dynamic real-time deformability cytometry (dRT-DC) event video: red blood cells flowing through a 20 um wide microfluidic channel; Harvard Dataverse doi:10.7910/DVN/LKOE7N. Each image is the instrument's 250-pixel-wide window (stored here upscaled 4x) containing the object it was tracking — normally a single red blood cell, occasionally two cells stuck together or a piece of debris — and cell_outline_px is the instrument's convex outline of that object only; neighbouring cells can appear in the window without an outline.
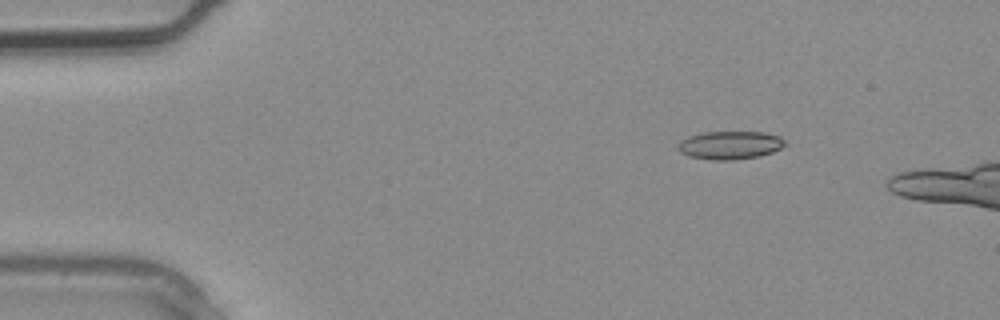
{"species": "common noctule bat (a hibernating species)", "species_latin": "Nyctalus noctula", "temperature_condition": "warm", "stored_images_in_passage": 2, "camera_frame_rate_fps": 3000, "um_per_image_px": 0.085, "animal": {"sex": "male", "body_mass_g": 20.4}, "frame": {"image": 1, "passage_image": 1, "time_ms": 0.0, "image_size_px": [1000, 320], "cell_outline_px": [[788, 144], [772, 152], [760, 156], [732, 160], [712, 160], [688, 156], [680, 152], [676, 148], [680, 140], [688, 136], [704, 132], [764, 132], [780, 136]], "centroid_in_image_um": [62.04, 12.34], "position_along_channel_um": 23.0, "area_um2": 17.74}}